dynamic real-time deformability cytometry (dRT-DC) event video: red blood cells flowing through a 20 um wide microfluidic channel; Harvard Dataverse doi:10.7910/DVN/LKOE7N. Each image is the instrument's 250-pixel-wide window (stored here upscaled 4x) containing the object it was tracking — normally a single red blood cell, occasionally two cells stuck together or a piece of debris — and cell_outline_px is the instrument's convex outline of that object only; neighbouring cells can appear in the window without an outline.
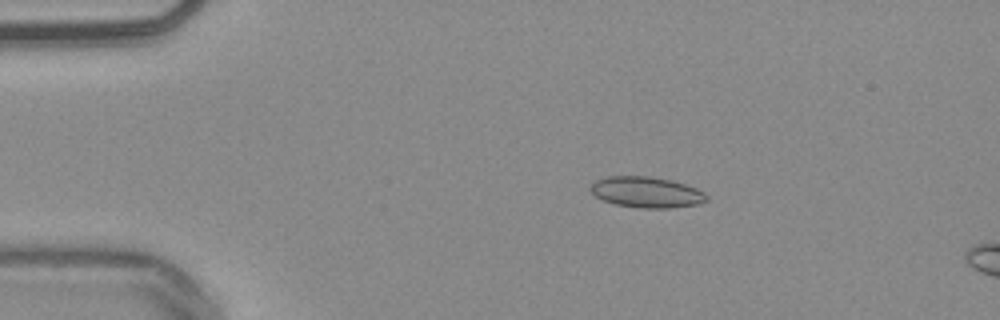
{"species": "common noctule bat (a hibernating species)", "species_latin": "Nyctalus noctula", "temperature_condition": "warm", "stored_images_in_passage": 3, "camera_frame_rate_fps": 3000, "um_per_image_px": 0.085, "animal": {"sex": "male", "body_mass_g": 20.4}, "frame": {"image": 1, "passage_image": 1, "time_ms": 0.0, "image_size_px": [1000, 320], "cell_outline_px": [[708, 200], [696, 204], [668, 208], [640, 208], [616, 204], [604, 200], [596, 196], [588, 188], [596, 180], [608, 176], [648, 176], [672, 180], [696, 188], [704, 192], [708, 196]], "centroid_in_image_um": [54.95, 16.33], "position_along_channel_um": 30.1, "area_um2": 20.75}}